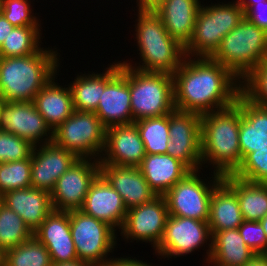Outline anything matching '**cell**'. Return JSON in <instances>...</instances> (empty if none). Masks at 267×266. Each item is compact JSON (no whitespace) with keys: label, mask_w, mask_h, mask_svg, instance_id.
Instances as JSON below:
<instances>
[{"label":"cell","mask_w":267,"mask_h":266,"mask_svg":"<svg viewBox=\"0 0 267 266\" xmlns=\"http://www.w3.org/2000/svg\"><path fill=\"white\" fill-rule=\"evenodd\" d=\"M172 75L178 110L202 115L235 104L241 94V80L209 57L185 56Z\"/></svg>","instance_id":"6da1fadb"},{"label":"cell","mask_w":267,"mask_h":266,"mask_svg":"<svg viewBox=\"0 0 267 266\" xmlns=\"http://www.w3.org/2000/svg\"><path fill=\"white\" fill-rule=\"evenodd\" d=\"M240 120L241 94L235 104L201 115L202 166L212 164L213 172L222 176L237 170L241 164Z\"/></svg>","instance_id":"7a4b0ae2"},{"label":"cell","mask_w":267,"mask_h":266,"mask_svg":"<svg viewBox=\"0 0 267 266\" xmlns=\"http://www.w3.org/2000/svg\"><path fill=\"white\" fill-rule=\"evenodd\" d=\"M43 47L35 54L0 57V98L33 101L36 94L58 74L60 53Z\"/></svg>","instance_id":"3957f363"},{"label":"cell","mask_w":267,"mask_h":266,"mask_svg":"<svg viewBox=\"0 0 267 266\" xmlns=\"http://www.w3.org/2000/svg\"><path fill=\"white\" fill-rule=\"evenodd\" d=\"M135 35L142 64L129 61L120 63L143 72L173 74L185 58L184 47L172 38L160 17L151 9H138Z\"/></svg>","instance_id":"277c9868"},{"label":"cell","mask_w":267,"mask_h":266,"mask_svg":"<svg viewBox=\"0 0 267 266\" xmlns=\"http://www.w3.org/2000/svg\"><path fill=\"white\" fill-rule=\"evenodd\" d=\"M267 33L245 17L223 39L210 57L231 70L241 81L266 59Z\"/></svg>","instance_id":"5b68a950"},{"label":"cell","mask_w":267,"mask_h":266,"mask_svg":"<svg viewBox=\"0 0 267 266\" xmlns=\"http://www.w3.org/2000/svg\"><path fill=\"white\" fill-rule=\"evenodd\" d=\"M220 3L200 5L193 34L184 46L185 56L210 58L219 48L223 37L245 17L236 1Z\"/></svg>","instance_id":"8992f818"},{"label":"cell","mask_w":267,"mask_h":266,"mask_svg":"<svg viewBox=\"0 0 267 266\" xmlns=\"http://www.w3.org/2000/svg\"><path fill=\"white\" fill-rule=\"evenodd\" d=\"M130 100L134 122L169 114L175 109L173 75L130 67Z\"/></svg>","instance_id":"52a82bcc"},{"label":"cell","mask_w":267,"mask_h":266,"mask_svg":"<svg viewBox=\"0 0 267 266\" xmlns=\"http://www.w3.org/2000/svg\"><path fill=\"white\" fill-rule=\"evenodd\" d=\"M106 129L95 112L74 110L53 131L52 142L78 158L99 160L106 143Z\"/></svg>","instance_id":"ba28073f"},{"label":"cell","mask_w":267,"mask_h":266,"mask_svg":"<svg viewBox=\"0 0 267 266\" xmlns=\"http://www.w3.org/2000/svg\"><path fill=\"white\" fill-rule=\"evenodd\" d=\"M70 229L78 259L92 266H104L117 244V230L82 210L68 211Z\"/></svg>","instance_id":"9c48e42d"},{"label":"cell","mask_w":267,"mask_h":266,"mask_svg":"<svg viewBox=\"0 0 267 266\" xmlns=\"http://www.w3.org/2000/svg\"><path fill=\"white\" fill-rule=\"evenodd\" d=\"M200 171L189 172L163 195L169 215L208 222L212 191L223 176L213 172L207 183L206 178L201 179Z\"/></svg>","instance_id":"30bf717a"},{"label":"cell","mask_w":267,"mask_h":266,"mask_svg":"<svg viewBox=\"0 0 267 266\" xmlns=\"http://www.w3.org/2000/svg\"><path fill=\"white\" fill-rule=\"evenodd\" d=\"M105 89L96 115L106 128L134 123L130 100V66L120 61L105 69Z\"/></svg>","instance_id":"8fae6325"},{"label":"cell","mask_w":267,"mask_h":266,"mask_svg":"<svg viewBox=\"0 0 267 266\" xmlns=\"http://www.w3.org/2000/svg\"><path fill=\"white\" fill-rule=\"evenodd\" d=\"M212 235L209 224L193 218L169 215L162 240L155 249V253L162 258H177L200 249L208 243L206 261L209 262ZM208 241V242H207Z\"/></svg>","instance_id":"7c38bea8"},{"label":"cell","mask_w":267,"mask_h":266,"mask_svg":"<svg viewBox=\"0 0 267 266\" xmlns=\"http://www.w3.org/2000/svg\"><path fill=\"white\" fill-rule=\"evenodd\" d=\"M167 153L191 171L203 169L201 158V115L174 109L169 113Z\"/></svg>","instance_id":"4fadbf2b"},{"label":"cell","mask_w":267,"mask_h":266,"mask_svg":"<svg viewBox=\"0 0 267 266\" xmlns=\"http://www.w3.org/2000/svg\"><path fill=\"white\" fill-rule=\"evenodd\" d=\"M99 174V160L78 158L59 177L50 193L53 210L71 211L81 209L91 183Z\"/></svg>","instance_id":"5bb4252c"},{"label":"cell","mask_w":267,"mask_h":266,"mask_svg":"<svg viewBox=\"0 0 267 266\" xmlns=\"http://www.w3.org/2000/svg\"><path fill=\"white\" fill-rule=\"evenodd\" d=\"M0 130L15 134L33 146L51 143L53 140V131L37 111L33 101L2 102Z\"/></svg>","instance_id":"9a60e30c"},{"label":"cell","mask_w":267,"mask_h":266,"mask_svg":"<svg viewBox=\"0 0 267 266\" xmlns=\"http://www.w3.org/2000/svg\"><path fill=\"white\" fill-rule=\"evenodd\" d=\"M168 216L165 197L157 196L151 202L127 210L120 234L130 242H149L155 250L162 240Z\"/></svg>","instance_id":"2e32d148"},{"label":"cell","mask_w":267,"mask_h":266,"mask_svg":"<svg viewBox=\"0 0 267 266\" xmlns=\"http://www.w3.org/2000/svg\"><path fill=\"white\" fill-rule=\"evenodd\" d=\"M77 159L74 153L53 142L34 146L31 154V187L51 193L59 177Z\"/></svg>","instance_id":"e0dca14e"},{"label":"cell","mask_w":267,"mask_h":266,"mask_svg":"<svg viewBox=\"0 0 267 266\" xmlns=\"http://www.w3.org/2000/svg\"><path fill=\"white\" fill-rule=\"evenodd\" d=\"M145 156L144 143L134 123L106 129V143L99 164L138 167Z\"/></svg>","instance_id":"ac0fdd59"},{"label":"cell","mask_w":267,"mask_h":266,"mask_svg":"<svg viewBox=\"0 0 267 266\" xmlns=\"http://www.w3.org/2000/svg\"><path fill=\"white\" fill-rule=\"evenodd\" d=\"M33 236L47 248L52 263L78 259L72 239L68 211L52 210L33 232Z\"/></svg>","instance_id":"d6986e66"},{"label":"cell","mask_w":267,"mask_h":266,"mask_svg":"<svg viewBox=\"0 0 267 266\" xmlns=\"http://www.w3.org/2000/svg\"><path fill=\"white\" fill-rule=\"evenodd\" d=\"M80 210L120 232L128 209L121 195L99 174L91 183Z\"/></svg>","instance_id":"ffe728a7"},{"label":"cell","mask_w":267,"mask_h":266,"mask_svg":"<svg viewBox=\"0 0 267 266\" xmlns=\"http://www.w3.org/2000/svg\"><path fill=\"white\" fill-rule=\"evenodd\" d=\"M100 175L121 195L127 209L157 197L138 167L100 164Z\"/></svg>","instance_id":"44dd1931"},{"label":"cell","mask_w":267,"mask_h":266,"mask_svg":"<svg viewBox=\"0 0 267 266\" xmlns=\"http://www.w3.org/2000/svg\"><path fill=\"white\" fill-rule=\"evenodd\" d=\"M200 0H160L151 8L163 21L169 35L183 47L193 34Z\"/></svg>","instance_id":"7402d4cb"},{"label":"cell","mask_w":267,"mask_h":266,"mask_svg":"<svg viewBox=\"0 0 267 266\" xmlns=\"http://www.w3.org/2000/svg\"><path fill=\"white\" fill-rule=\"evenodd\" d=\"M0 200L16 212L32 232L53 210L50 193L32 187L8 191L0 196Z\"/></svg>","instance_id":"603a6c76"},{"label":"cell","mask_w":267,"mask_h":266,"mask_svg":"<svg viewBox=\"0 0 267 266\" xmlns=\"http://www.w3.org/2000/svg\"><path fill=\"white\" fill-rule=\"evenodd\" d=\"M150 188L163 196L191 170L168 154H146L138 166Z\"/></svg>","instance_id":"cb8c5ba5"},{"label":"cell","mask_w":267,"mask_h":266,"mask_svg":"<svg viewBox=\"0 0 267 266\" xmlns=\"http://www.w3.org/2000/svg\"><path fill=\"white\" fill-rule=\"evenodd\" d=\"M239 146L241 162L248 153L267 149V107L249 101L242 93Z\"/></svg>","instance_id":"d4e9b609"},{"label":"cell","mask_w":267,"mask_h":266,"mask_svg":"<svg viewBox=\"0 0 267 266\" xmlns=\"http://www.w3.org/2000/svg\"><path fill=\"white\" fill-rule=\"evenodd\" d=\"M51 80L36 94L33 103L45 122L54 131L74 112L70 87L60 86ZM64 87V88H63Z\"/></svg>","instance_id":"484cf974"},{"label":"cell","mask_w":267,"mask_h":266,"mask_svg":"<svg viewBox=\"0 0 267 266\" xmlns=\"http://www.w3.org/2000/svg\"><path fill=\"white\" fill-rule=\"evenodd\" d=\"M243 222L239 202L234 190L222 179L212 191L209 209L211 233L237 229Z\"/></svg>","instance_id":"4316f807"},{"label":"cell","mask_w":267,"mask_h":266,"mask_svg":"<svg viewBox=\"0 0 267 266\" xmlns=\"http://www.w3.org/2000/svg\"><path fill=\"white\" fill-rule=\"evenodd\" d=\"M211 253L208 266H244L254 252L246 245L237 229L211 233Z\"/></svg>","instance_id":"83f0119b"},{"label":"cell","mask_w":267,"mask_h":266,"mask_svg":"<svg viewBox=\"0 0 267 266\" xmlns=\"http://www.w3.org/2000/svg\"><path fill=\"white\" fill-rule=\"evenodd\" d=\"M223 180L236 193L243 220L260 221L267 215V183L245 181L232 174Z\"/></svg>","instance_id":"f1b7e54d"},{"label":"cell","mask_w":267,"mask_h":266,"mask_svg":"<svg viewBox=\"0 0 267 266\" xmlns=\"http://www.w3.org/2000/svg\"><path fill=\"white\" fill-rule=\"evenodd\" d=\"M90 73L78 74L69 84L76 111L95 112L105 89V71L102 74Z\"/></svg>","instance_id":"f546056e"},{"label":"cell","mask_w":267,"mask_h":266,"mask_svg":"<svg viewBox=\"0 0 267 266\" xmlns=\"http://www.w3.org/2000/svg\"><path fill=\"white\" fill-rule=\"evenodd\" d=\"M40 29H42L40 26H15L0 47V57H18L37 53L42 48Z\"/></svg>","instance_id":"4dcf8cb0"},{"label":"cell","mask_w":267,"mask_h":266,"mask_svg":"<svg viewBox=\"0 0 267 266\" xmlns=\"http://www.w3.org/2000/svg\"><path fill=\"white\" fill-rule=\"evenodd\" d=\"M144 143L146 154H166L169 135V114L134 122Z\"/></svg>","instance_id":"1f68e13d"},{"label":"cell","mask_w":267,"mask_h":266,"mask_svg":"<svg viewBox=\"0 0 267 266\" xmlns=\"http://www.w3.org/2000/svg\"><path fill=\"white\" fill-rule=\"evenodd\" d=\"M33 236L24 220L0 201V248L6 252Z\"/></svg>","instance_id":"d6a6232c"},{"label":"cell","mask_w":267,"mask_h":266,"mask_svg":"<svg viewBox=\"0 0 267 266\" xmlns=\"http://www.w3.org/2000/svg\"><path fill=\"white\" fill-rule=\"evenodd\" d=\"M47 248L34 236L5 252L4 266H52Z\"/></svg>","instance_id":"836d02e7"},{"label":"cell","mask_w":267,"mask_h":266,"mask_svg":"<svg viewBox=\"0 0 267 266\" xmlns=\"http://www.w3.org/2000/svg\"><path fill=\"white\" fill-rule=\"evenodd\" d=\"M31 187V157L0 163V196L11 190Z\"/></svg>","instance_id":"e575fe53"},{"label":"cell","mask_w":267,"mask_h":266,"mask_svg":"<svg viewBox=\"0 0 267 266\" xmlns=\"http://www.w3.org/2000/svg\"><path fill=\"white\" fill-rule=\"evenodd\" d=\"M241 93L249 101L267 107V62L265 60L241 81Z\"/></svg>","instance_id":"d590c367"},{"label":"cell","mask_w":267,"mask_h":266,"mask_svg":"<svg viewBox=\"0 0 267 266\" xmlns=\"http://www.w3.org/2000/svg\"><path fill=\"white\" fill-rule=\"evenodd\" d=\"M232 175L249 182L267 183V149L248 153Z\"/></svg>","instance_id":"8d00e7d4"},{"label":"cell","mask_w":267,"mask_h":266,"mask_svg":"<svg viewBox=\"0 0 267 266\" xmlns=\"http://www.w3.org/2000/svg\"><path fill=\"white\" fill-rule=\"evenodd\" d=\"M34 146L15 134L0 131V163L20 161L31 157Z\"/></svg>","instance_id":"74e56055"},{"label":"cell","mask_w":267,"mask_h":266,"mask_svg":"<svg viewBox=\"0 0 267 266\" xmlns=\"http://www.w3.org/2000/svg\"><path fill=\"white\" fill-rule=\"evenodd\" d=\"M31 0H2L1 13L16 27L41 26L31 9Z\"/></svg>","instance_id":"f35d334b"},{"label":"cell","mask_w":267,"mask_h":266,"mask_svg":"<svg viewBox=\"0 0 267 266\" xmlns=\"http://www.w3.org/2000/svg\"><path fill=\"white\" fill-rule=\"evenodd\" d=\"M238 231L255 254H267V238L259 221L243 220Z\"/></svg>","instance_id":"ab89813d"},{"label":"cell","mask_w":267,"mask_h":266,"mask_svg":"<svg viewBox=\"0 0 267 266\" xmlns=\"http://www.w3.org/2000/svg\"><path fill=\"white\" fill-rule=\"evenodd\" d=\"M244 16L249 22L267 33V1L253 5Z\"/></svg>","instance_id":"60d3db41"},{"label":"cell","mask_w":267,"mask_h":266,"mask_svg":"<svg viewBox=\"0 0 267 266\" xmlns=\"http://www.w3.org/2000/svg\"><path fill=\"white\" fill-rule=\"evenodd\" d=\"M104 266H152L147 262H143L141 260H137L136 258L131 257H118L111 258L105 263Z\"/></svg>","instance_id":"b9f144b4"},{"label":"cell","mask_w":267,"mask_h":266,"mask_svg":"<svg viewBox=\"0 0 267 266\" xmlns=\"http://www.w3.org/2000/svg\"><path fill=\"white\" fill-rule=\"evenodd\" d=\"M15 26H13L4 16L0 13V47L7 39L9 33L12 32Z\"/></svg>","instance_id":"7bdbcfd3"},{"label":"cell","mask_w":267,"mask_h":266,"mask_svg":"<svg viewBox=\"0 0 267 266\" xmlns=\"http://www.w3.org/2000/svg\"><path fill=\"white\" fill-rule=\"evenodd\" d=\"M244 266H267V254H254Z\"/></svg>","instance_id":"ee69618b"},{"label":"cell","mask_w":267,"mask_h":266,"mask_svg":"<svg viewBox=\"0 0 267 266\" xmlns=\"http://www.w3.org/2000/svg\"><path fill=\"white\" fill-rule=\"evenodd\" d=\"M267 0H236L237 4L243 9L244 14L255 4H260Z\"/></svg>","instance_id":"f6af8a7d"},{"label":"cell","mask_w":267,"mask_h":266,"mask_svg":"<svg viewBox=\"0 0 267 266\" xmlns=\"http://www.w3.org/2000/svg\"><path fill=\"white\" fill-rule=\"evenodd\" d=\"M160 0H136L138 9L153 8Z\"/></svg>","instance_id":"bcb514c9"},{"label":"cell","mask_w":267,"mask_h":266,"mask_svg":"<svg viewBox=\"0 0 267 266\" xmlns=\"http://www.w3.org/2000/svg\"><path fill=\"white\" fill-rule=\"evenodd\" d=\"M52 266H92V265L83 262L79 259H76L70 262L53 263Z\"/></svg>","instance_id":"7dc6e473"},{"label":"cell","mask_w":267,"mask_h":266,"mask_svg":"<svg viewBox=\"0 0 267 266\" xmlns=\"http://www.w3.org/2000/svg\"><path fill=\"white\" fill-rule=\"evenodd\" d=\"M262 225V228L264 229L266 238H267V215L259 221Z\"/></svg>","instance_id":"c3c4849f"},{"label":"cell","mask_w":267,"mask_h":266,"mask_svg":"<svg viewBox=\"0 0 267 266\" xmlns=\"http://www.w3.org/2000/svg\"><path fill=\"white\" fill-rule=\"evenodd\" d=\"M5 252L0 248V266H4Z\"/></svg>","instance_id":"681fc988"},{"label":"cell","mask_w":267,"mask_h":266,"mask_svg":"<svg viewBox=\"0 0 267 266\" xmlns=\"http://www.w3.org/2000/svg\"><path fill=\"white\" fill-rule=\"evenodd\" d=\"M1 8H2V0H0V13H1Z\"/></svg>","instance_id":"f907efd6"}]
</instances>
